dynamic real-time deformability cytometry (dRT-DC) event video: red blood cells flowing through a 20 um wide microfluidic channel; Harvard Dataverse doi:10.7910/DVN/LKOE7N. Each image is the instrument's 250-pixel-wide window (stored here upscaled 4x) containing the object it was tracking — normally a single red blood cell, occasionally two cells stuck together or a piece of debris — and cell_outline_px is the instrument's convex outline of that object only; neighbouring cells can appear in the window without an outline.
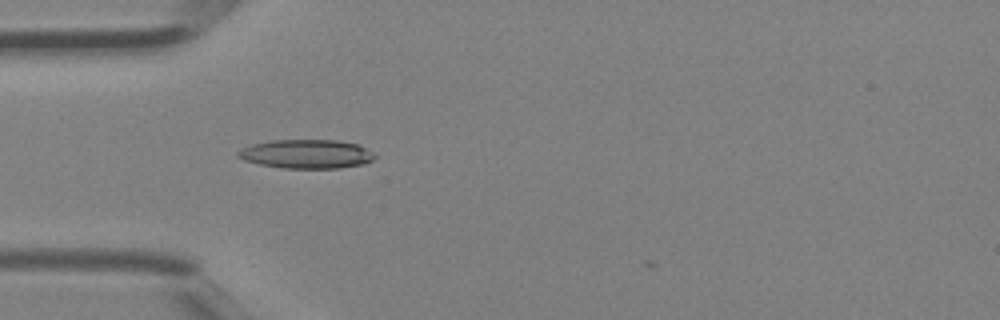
{"species": "Egyptian fruit bat (a non-hibernating species)", "species_latin": "Rousettus aegyptiacus", "temperature_condition": "room temperature", "stored_images_in_passage": 30, "camera_frame_rate_fps": 3000, "um_per_image_px": 0.085, "animal": {"sex": "female"}, "frame": {"image": 1, "passage_image": 1, "time_ms": 0.0, "image_size_px": [1000, 320], "cell_outline_px": [[376, 156], [372, 160], [364, 164], [340, 168], [284, 168], [260, 164], [244, 160], [236, 156], [236, 152], [240, 148], [252, 144], [272, 140], [336, 140], [356, 144], [372, 152]], "centroid_in_image_um": [26.01, 13.09], "position_along_channel_um": 59.0, "area_um2": 23.0}}
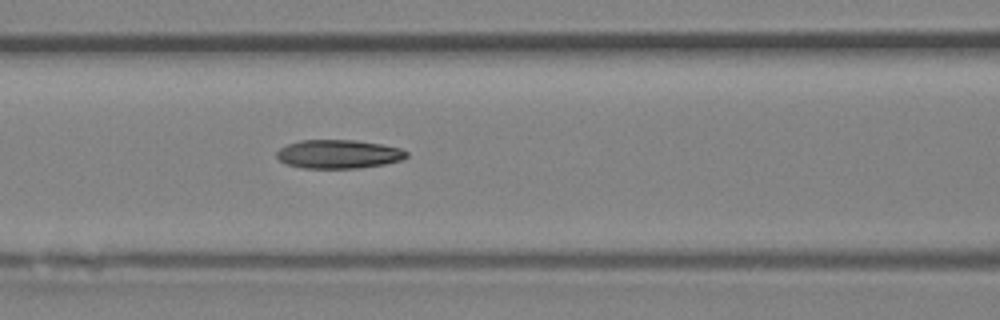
{"frame": {"image": 2, "passage_image": 6, "time_ms": 1.667, "image_size_px": [1000, 320], "cell_outline_px": [[408, 156], [404, 160], [384, 164], [356, 168], [300, 168], [288, 164], [280, 160], [276, 156], [276, 152], [280, 148], [288, 144], [300, 140], [352, 140], [380, 144], [400, 148], [408, 152]], "centroid_in_image_um": [28.78, 13.1], "position_along_channel_um": 137.8, "area_um2": 21.68}}
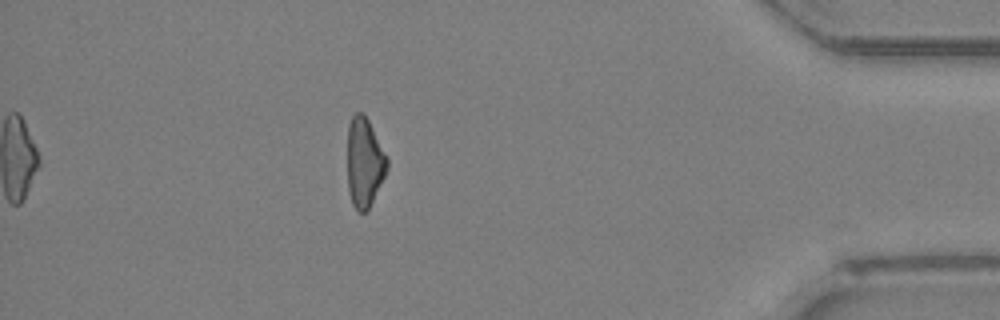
{"frame": {"image": 3, "passage_image": 25, "time_ms": 8.0, "image_size_px": [1000, 320], "cell_outline_px": [[388, 168], [368, 208], [364, 212], [360, 212], [352, 204], [348, 188], [348, 124], [352, 116], [356, 112], [364, 112], [388, 156]], "centroid_in_image_um": [30.98, 13.74], "position_along_channel_um": 404.2, "area_um2": 20.58}}